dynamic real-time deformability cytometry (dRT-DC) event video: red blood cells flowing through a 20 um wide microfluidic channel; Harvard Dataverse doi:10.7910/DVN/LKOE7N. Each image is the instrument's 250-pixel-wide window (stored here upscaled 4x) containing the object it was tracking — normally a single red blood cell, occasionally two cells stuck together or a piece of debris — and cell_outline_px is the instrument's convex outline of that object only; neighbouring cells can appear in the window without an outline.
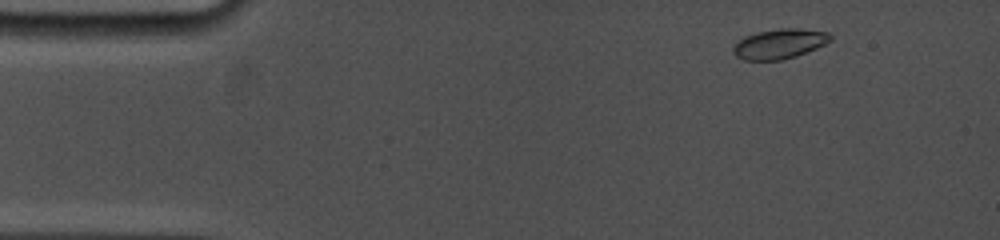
{"species": "common noctule bat (a hibernating species)", "species_latin": "Nyctalus noctula", "temperature_condition": "cold", "stored_images_in_passage": 9, "camera_frame_rate_fps": 5000, "um_per_image_px": 0.085, "animal": {"sex": "female", "body_mass_g": 19.0, "forearm_length_mm": 53.3}, "frame": {"image": 1, "passage_image": 1, "time_ms": 0.0, "image_size_px": [1000, 240], "cell_outline_px": [[832, 40], [816, 48], [796, 56], [784, 60], [744, 60], [736, 56], [732, 52], [732, 48], [744, 36], [756, 32], [780, 28], [796, 28], [828, 32], [832, 36]], "centroid_in_image_um": [66.25, 3.72], "position_along_channel_um": 18.8, "area_um2": 16.94}}
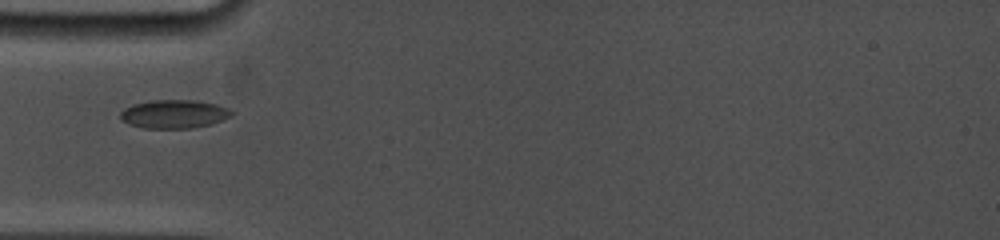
{"frame": {"image": 2, "passage_image": 6, "time_ms": 3.6, "image_size_px": [1000, 240], "cell_outline_px": [[236, 112], [232, 116], [212, 124], [192, 128], [144, 128], [128, 124], [120, 120], [120, 112], [124, 108], [132, 104], [152, 100], [192, 100], [216, 104], [228, 108]], "centroid_in_image_um": [14.79, 9.69], "position_along_channel_um": 70.2, "area_um2": 18.67}}
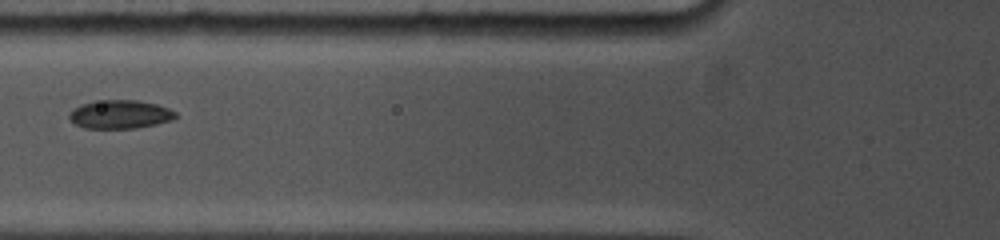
{"frame": {"image": 3, "passage_image": 8, "time_ms": 4.8, "image_size_px": [1000, 240], "cell_outline_px": [[176, 116], [172, 120], [156, 124], [136, 128], [84, 128], [76, 124], [68, 116], [68, 112], [72, 108], [80, 104], [92, 100], [136, 100], [156, 104], [168, 108], [176, 112]], "centroid_in_image_um": [10.16, 9.71], "position_along_channel_um": 115.6, "area_um2": 17.8}}